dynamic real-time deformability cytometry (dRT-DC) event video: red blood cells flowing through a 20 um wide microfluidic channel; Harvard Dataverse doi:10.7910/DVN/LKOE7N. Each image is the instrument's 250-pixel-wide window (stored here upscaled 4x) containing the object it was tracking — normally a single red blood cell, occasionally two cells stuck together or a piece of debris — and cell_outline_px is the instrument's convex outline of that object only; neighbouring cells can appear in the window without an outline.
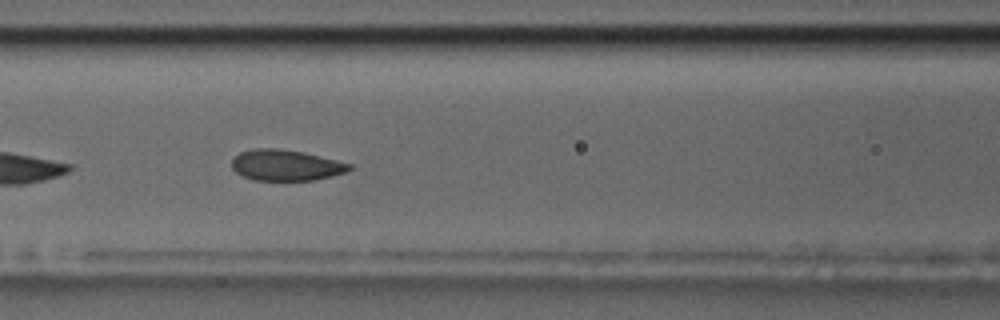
{"species": "common noctule bat (a hibernating species)", "species_latin": "Nyctalus noctula", "temperature_condition": "room temperature", "stored_images_in_passage": 8, "camera_frame_rate_fps": 3000, "um_per_image_px": 0.085, "animal": {"sex": "male", "body_mass_g": 17.5, "forearm_length_mm": 52.3}, "frame": {"image": 1, "passage_image": 7, "time_ms": 7.0, "image_size_px": [1000, 320], "cell_outline_px": [[352, 168], [344, 172], [316, 180], [252, 180], [236, 172], [232, 168], [232, 160], [240, 152], [256, 148], [280, 148], [304, 152], [352, 164]], "centroid_in_image_um": [24.29, 14.03], "position_along_channel_um": 142.3, "area_um2": 21.1}}